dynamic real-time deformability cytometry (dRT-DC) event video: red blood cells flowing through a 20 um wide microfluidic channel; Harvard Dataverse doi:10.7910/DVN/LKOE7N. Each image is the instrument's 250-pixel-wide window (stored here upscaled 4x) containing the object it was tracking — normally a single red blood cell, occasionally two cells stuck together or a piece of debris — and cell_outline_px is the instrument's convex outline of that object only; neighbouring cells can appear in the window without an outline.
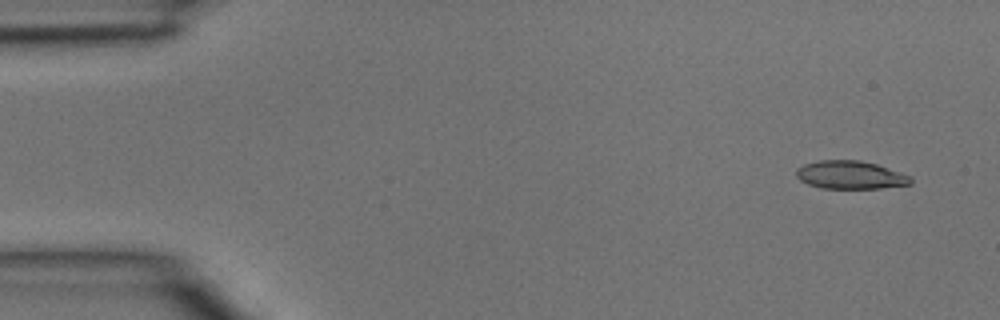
{"species": "common noctule bat (a hibernating species)", "species_latin": "Nyctalus noctula", "temperature_condition": "room temperature", "stored_images_in_passage": 4, "camera_frame_rate_fps": 3000, "um_per_image_px": 0.085, "animal": {"sex": "male", "body_mass_g": 15.6}, "frame": {"image": 1, "passage_image": 1, "time_ms": 0.0, "image_size_px": [1000, 320], "cell_outline_px": [[912, 184], [880, 188], [820, 188], [808, 184], [800, 180], [796, 176], [796, 168], [804, 164], [820, 160], [860, 160], [876, 164], [912, 176]], "centroid_in_image_um": [72.28, 14.87], "position_along_channel_um": 12.7, "area_um2": 18.79}}